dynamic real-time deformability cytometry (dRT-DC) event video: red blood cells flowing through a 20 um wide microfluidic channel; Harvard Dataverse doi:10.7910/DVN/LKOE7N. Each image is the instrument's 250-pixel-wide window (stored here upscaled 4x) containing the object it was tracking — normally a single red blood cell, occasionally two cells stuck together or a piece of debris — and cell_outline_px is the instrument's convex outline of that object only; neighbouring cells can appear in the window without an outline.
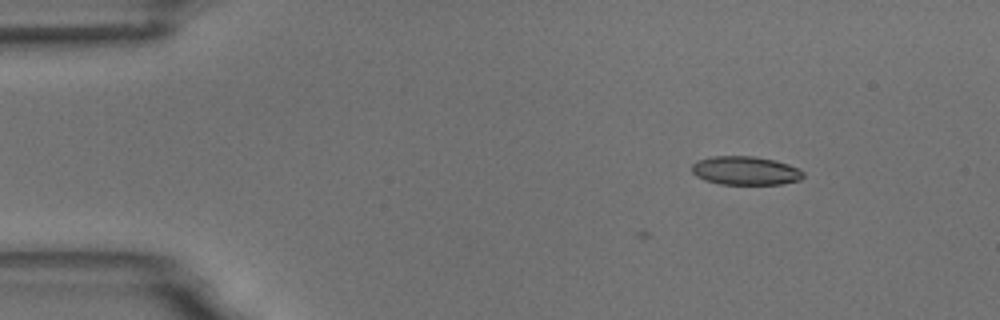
{"species": "common noctule bat (a hibernating species)", "species_latin": "Nyctalus noctula", "temperature_condition": "room temperature", "stored_images_in_passage": 8, "camera_frame_rate_fps": 3000, "um_per_image_px": 0.085, "animal": {"sex": "male", "body_mass_g": 18.8}, "frame": {"image": 1, "passage_image": 4, "time_ms": 3.333, "image_size_px": [1000, 320], "cell_outline_px": [[804, 176], [800, 180], [780, 184], [720, 184], [704, 180], [696, 176], [692, 172], [692, 164], [696, 160], [712, 156], [756, 156], [776, 160], [788, 164], [804, 172]], "centroid_in_image_um": [63.34, 14.5], "position_along_channel_um": 21.7, "area_um2": 18.73}}